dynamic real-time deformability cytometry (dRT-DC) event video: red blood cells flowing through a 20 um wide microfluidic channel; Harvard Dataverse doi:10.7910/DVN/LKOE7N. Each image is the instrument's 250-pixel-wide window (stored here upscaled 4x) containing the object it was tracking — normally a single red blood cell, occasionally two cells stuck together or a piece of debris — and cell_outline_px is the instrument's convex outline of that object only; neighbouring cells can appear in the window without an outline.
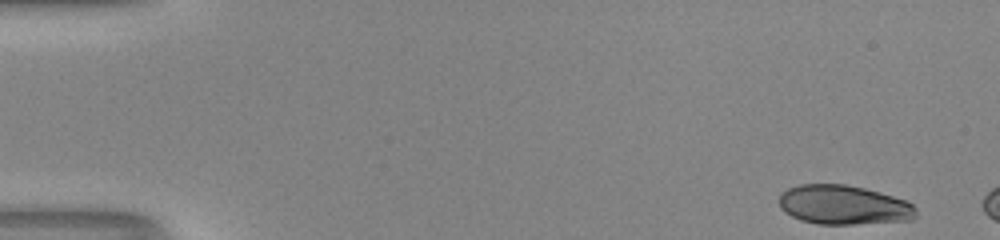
{"species": "human", "species_latin": "Homo sapiens", "temperature_condition": "room temperature", "stored_images_in_passage": 11, "camera_frame_rate_fps": 3000, "um_per_image_px": 0.085, "donor": {"sex": "male"}, "frame": {"image": 1, "passage_image": 1, "time_ms": 0.0, "image_size_px": [1000, 240], "cell_outline_px": [[916, 220], [852, 224], [820, 224], [800, 220], [784, 212], [780, 208], [780, 192], [788, 188], [800, 184], [844, 184], [864, 188], [880, 192], [908, 200], [916, 208]], "centroid_in_image_um": [71.73, 17.42], "position_along_channel_um": 13.3, "area_um2": 31.67}}